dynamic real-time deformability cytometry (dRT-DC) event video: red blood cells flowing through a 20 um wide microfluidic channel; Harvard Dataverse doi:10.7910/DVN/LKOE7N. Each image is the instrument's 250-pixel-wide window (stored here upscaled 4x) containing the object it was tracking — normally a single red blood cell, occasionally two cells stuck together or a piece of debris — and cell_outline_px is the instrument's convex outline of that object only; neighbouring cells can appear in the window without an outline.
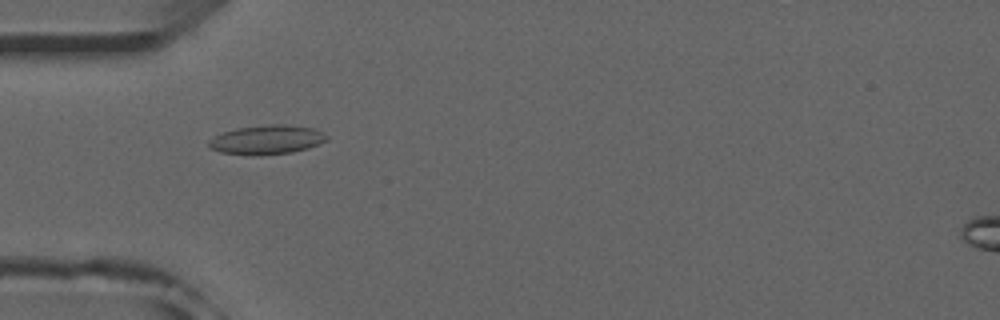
{"species": "common noctule bat (a hibernating species)", "species_latin": "Nyctalus noctula", "temperature_condition": "room temperature", "stored_images_in_passage": 48, "camera_frame_rate_fps": 3000, "um_per_image_px": 0.085, "animal": {"sex": "male", "forearm_length_mm": 52.5}, "frame": {"image": 1, "passage_image": 12, "time_ms": 3.667, "image_size_px": [1000, 320], "cell_outline_px": [[328, 140], [308, 148], [292, 152], [260, 156], [220, 152], [212, 148], [208, 144], [208, 140], [224, 132], [236, 128], [268, 124], [288, 124], [312, 128], [328, 136]], "centroid_in_image_um": [22.69, 11.88], "position_along_channel_um": 62.3, "area_um2": 20.0}}
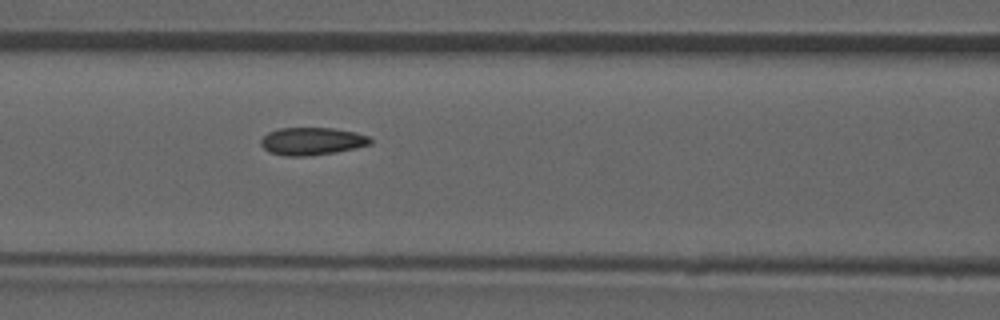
{"frame": {"image": 2, "passage_image": 18, "time_ms": 5.667, "image_size_px": [1000, 320], "cell_outline_px": [[372, 144], [356, 148], [336, 152], [308, 156], [284, 156], [268, 152], [260, 144], [260, 140], [268, 132], [280, 128], [332, 128], [356, 132], [368, 136], [372, 140]], "centroid_in_image_um": [26.51, 12.01], "position_along_channel_um": 140.1, "area_um2": 17.74}}
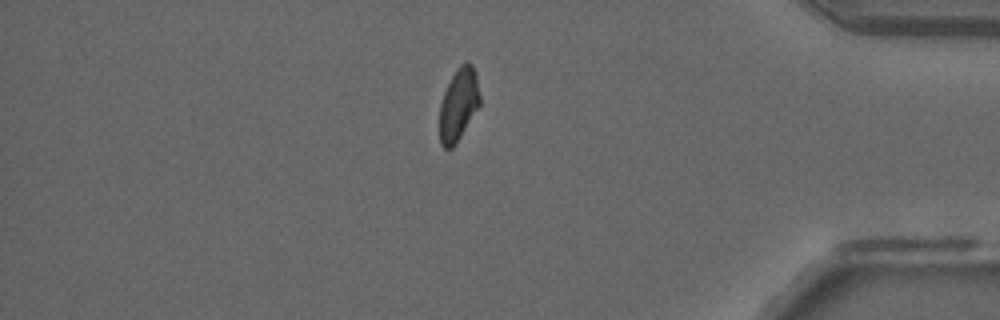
{"frame": {"image": 3, "passage_image": 40, "time_ms": 13.0, "image_size_px": [1000, 320], "cell_outline_px": [[480, 104], [460, 136], [452, 148], [444, 148], [440, 144], [440, 104], [444, 92], [456, 68], [460, 64], [468, 60], [472, 64], [476, 72], [480, 96]], "centroid_in_image_um": [38.98, 8.83], "position_along_channel_um": 396.2, "area_um2": 16.88}, "authors_computed_cell_mechanics": {"area_um2": 17.7157, "velocity_mm_per_s": 3.9425, "shape_relaxation_time_tau1_ms": null, "shape_relaxation_time_tau2_ms": 1.5072, "deformation_change_tau1": null, "deformation_change_tau2": 0.0692}}